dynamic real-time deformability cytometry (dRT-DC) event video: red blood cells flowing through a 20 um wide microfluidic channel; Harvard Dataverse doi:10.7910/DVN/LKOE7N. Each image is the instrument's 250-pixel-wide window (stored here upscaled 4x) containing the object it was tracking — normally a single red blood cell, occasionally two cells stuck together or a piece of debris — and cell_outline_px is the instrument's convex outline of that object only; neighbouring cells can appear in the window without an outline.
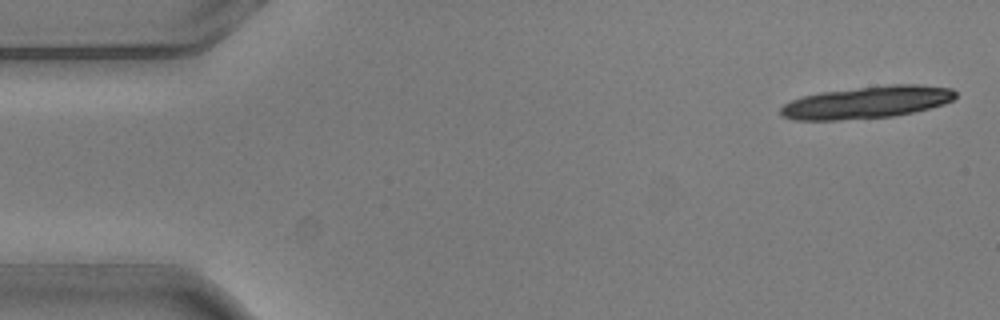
{"species": "common noctule bat (a hibernating species)", "species_latin": "Nyctalus noctula", "temperature_condition": "warm", "stored_images_in_passage": 4, "camera_frame_rate_fps": 3000, "um_per_image_px": 0.085, "animal": {"sex": "male", "body_mass_g": 20.5, "forearm_length_mm": 52.5}, "frame": {"image": 1, "passage_image": 1, "time_ms": 0.0, "image_size_px": [1000, 320], "cell_outline_px": [[956, 96], [952, 100], [944, 104], [912, 112], [892, 116], [840, 120], [796, 120], [780, 116], [780, 108], [784, 104], [792, 100], [804, 96], [820, 92], [892, 84], [920, 84], [952, 88], [956, 92]], "centroid_in_image_um": [73.69, 8.69], "position_along_channel_um": 11.3, "area_um2": 32.71}}